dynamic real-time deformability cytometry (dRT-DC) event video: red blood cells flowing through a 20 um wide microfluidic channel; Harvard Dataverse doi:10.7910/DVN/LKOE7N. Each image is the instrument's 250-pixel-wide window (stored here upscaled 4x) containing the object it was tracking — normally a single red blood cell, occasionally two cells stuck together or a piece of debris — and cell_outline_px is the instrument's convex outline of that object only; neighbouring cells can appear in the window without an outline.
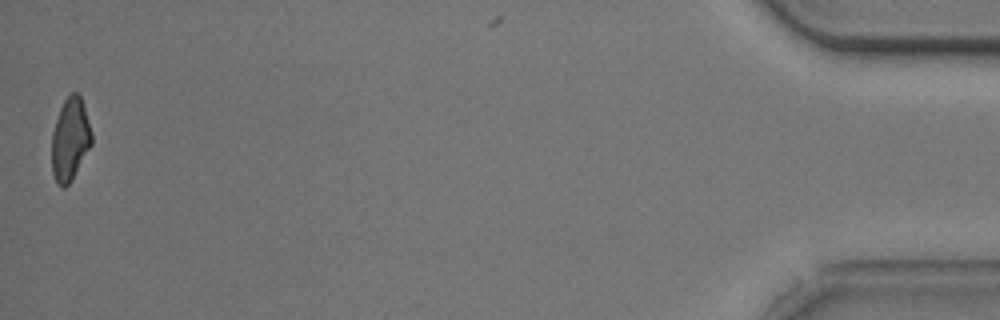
{"species": "common noctule bat (a hibernating species)", "species_latin": "Nyctalus noctula", "temperature_condition": "cold", "stored_images_in_passage": 40, "camera_frame_rate_fps": 3000, "um_per_image_px": 0.085, "animal": {"sex": "male", "body_mass_g": 20.5, "forearm_length_mm": 52.5}, "frame": {"image": 1, "passage_image": 40, "time_ms": 13.0, "image_size_px": [1000, 320], "cell_outline_px": [[92, 144], [72, 180], [64, 188], [60, 188], [56, 184], [52, 172], [52, 132], [60, 108], [64, 100], [72, 92], [76, 92], [80, 96], [92, 132]], "centroid_in_image_um": [5.95, 11.89], "position_along_channel_um": 429.2, "area_um2": 19.25}, "authors_computed_cell_mechanics": {"area_um2": 21.4438, "velocity_mm_per_s": 3.7478, "shape_relaxation_time_tau1_ms": 7.6124, "shape_relaxation_time_tau2_ms": 5.2748, "deformation_change_tau1": 0.1798, "deformation_change_tau2": 0.1435}}